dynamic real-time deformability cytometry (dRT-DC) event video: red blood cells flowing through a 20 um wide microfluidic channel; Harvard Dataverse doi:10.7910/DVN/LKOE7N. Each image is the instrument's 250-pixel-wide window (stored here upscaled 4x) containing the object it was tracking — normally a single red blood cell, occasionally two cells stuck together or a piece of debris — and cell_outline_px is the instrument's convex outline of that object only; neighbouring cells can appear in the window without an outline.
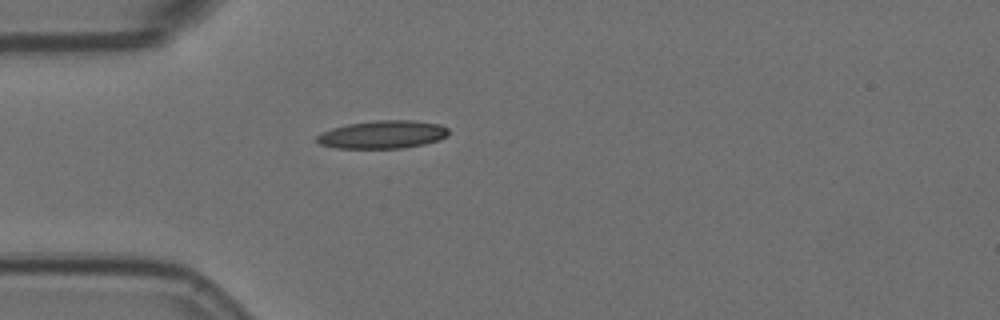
{"species": "Egyptian fruit bat (a non-hibernating species)", "species_latin": "Rousettus aegyptiacus", "temperature_condition": "room temperature", "stored_images_in_passage": 2, "camera_frame_rate_fps": 3000, "um_per_image_px": 0.085, "animal": {"sex": "female"}, "frame": {"image": 1, "passage_image": 2, "time_ms": 0.333, "image_size_px": [1000, 320], "cell_outline_px": [[448, 136], [424, 144], [404, 148], [336, 148], [320, 144], [316, 140], [316, 136], [320, 132], [332, 128], [348, 124], [376, 120], [412, 120], [440, 124], [448, 128]], "centroid_in_image_um": [32.51, 11.43], "position_along_channel_um": 52.5, "area_um2": 21.5}}